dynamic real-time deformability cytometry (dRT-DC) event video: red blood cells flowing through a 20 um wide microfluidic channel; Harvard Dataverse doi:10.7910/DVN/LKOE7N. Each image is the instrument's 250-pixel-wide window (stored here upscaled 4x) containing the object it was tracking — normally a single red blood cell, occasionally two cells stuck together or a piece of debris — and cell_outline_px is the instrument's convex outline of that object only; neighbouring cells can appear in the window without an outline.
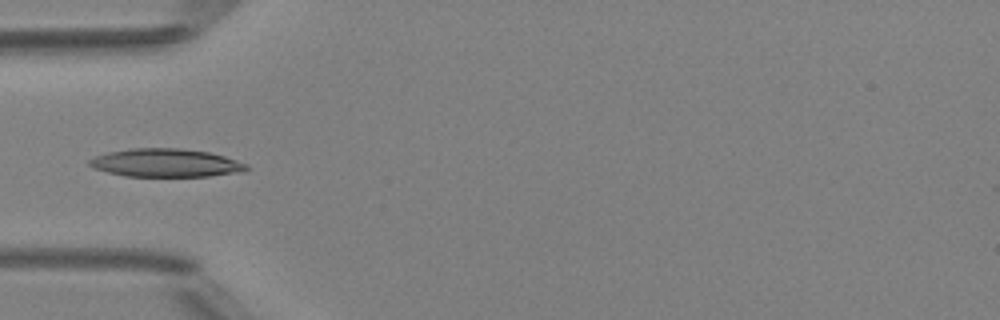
{"species": "Egyptian fruit bat (a non-hibernating species)", "species_latin": "Rousettus aegyptiacus", "temperature_condition": "room temperature", "stored_images_in_passage": 7, "camera_frame_rate_fps": 3000, "um_per_image_px": 0.085, "animal": {"sex": "female"}, "frame": {"image": 1, "passage_image": 6, "time_ms": 5.667, "image_size_px": [1000, 320], "cell_outline_px": [[248, 168], [244, 172], [208, 176], [124, 176], [92, 168], [88, 164], [88, 160], [96, 156], [108, 152], [132, 148], [180, 148], [208, 152], [224, 156], [248, 164]], "centroid_in_image_um": [14.09, 13.84], "position_along_channel_um": 70.9, "area_um2": 25.84}}
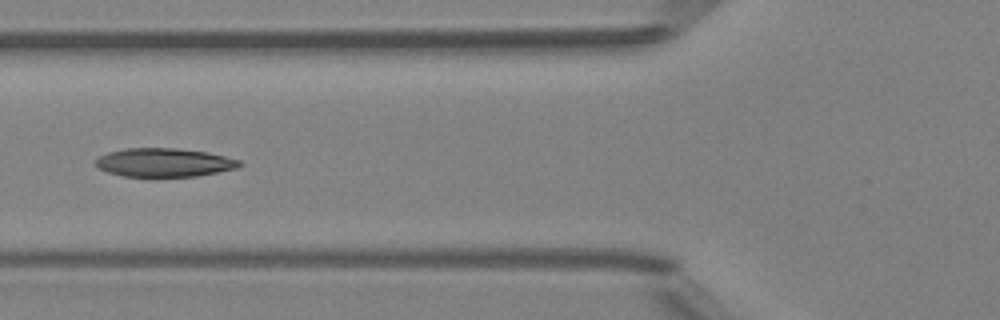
{"frame": {"image": 2, "passage_image": 7, "time_ms": 6.667, "image_size_px": [1000, 320], "cell_outline_px": [[244, 164], [236, 168], [196, 176], [124, 176], [108, 172], [100, 168], [92, 160], [96, 156], [108, 152], [128, 148], [176, 148], [208, 152], [240, 160]], "centroid_in_image_um": [13.92, 13.8], "position_along_channel_um": 111.9, "area_um2": 23.93}}